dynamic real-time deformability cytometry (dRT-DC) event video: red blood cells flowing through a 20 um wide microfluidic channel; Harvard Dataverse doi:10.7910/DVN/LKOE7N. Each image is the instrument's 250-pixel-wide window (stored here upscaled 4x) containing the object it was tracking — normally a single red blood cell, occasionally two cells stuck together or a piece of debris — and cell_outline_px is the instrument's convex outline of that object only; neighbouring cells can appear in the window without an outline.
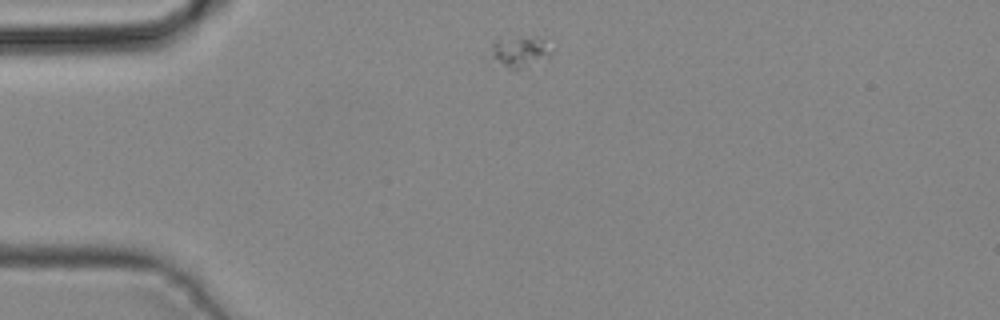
{"species": "common noctule bat (a hibernating species)", "species_latin": "Nyctalus noctula", "temperature_condition": "cold", "stored_images_in_passage": 6, "camera_frame_rate_fps": 3000, "um_per_image_px": 0.085, "animal": {"sex": "male", "body_mass_g": 19.2, "forearm_length_mm": 51.8}, "frame": {"image": 1, "passage_image": 1, "time_ms": 0.0, "image_size_px": [1000, 320], "cell_outline_px": [[552, 56], [548, 60], [528, 68], [508, 68], [492, 56], [492, 44], [496, 40], [520, 36], [536, 36], [552, 52]], "centroid_in_image_um": [44.26, 4.4], "position_along_channel_um": 40.7, "area_um2": 10.87}}
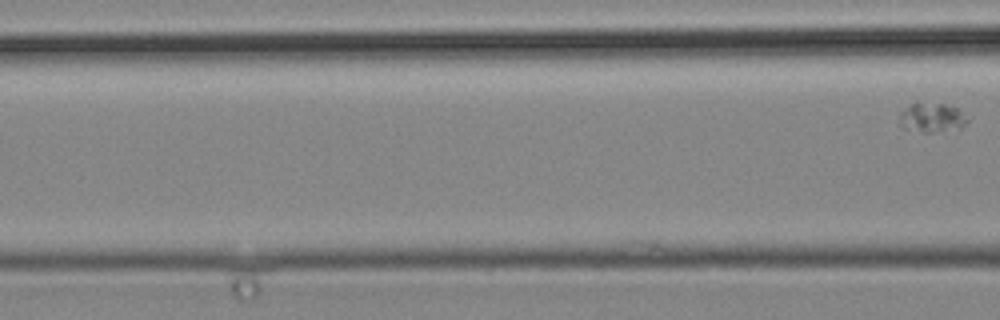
{"frame": {"image": 2, "passage_image": 6, "time_ms": 1.667, "image_size_px": [1000, 320], "cell_outline_px": [[968, 120], [960, 128], [932, 132], [924, 132], [904, 128], [896, 120], [900, 112], [916, 100], [944, 104], [956, 108]], "centroid_in_image_um": [79.11, 9.96], "position_along_channel_um": 87.5, "area_um2": 11.73}}